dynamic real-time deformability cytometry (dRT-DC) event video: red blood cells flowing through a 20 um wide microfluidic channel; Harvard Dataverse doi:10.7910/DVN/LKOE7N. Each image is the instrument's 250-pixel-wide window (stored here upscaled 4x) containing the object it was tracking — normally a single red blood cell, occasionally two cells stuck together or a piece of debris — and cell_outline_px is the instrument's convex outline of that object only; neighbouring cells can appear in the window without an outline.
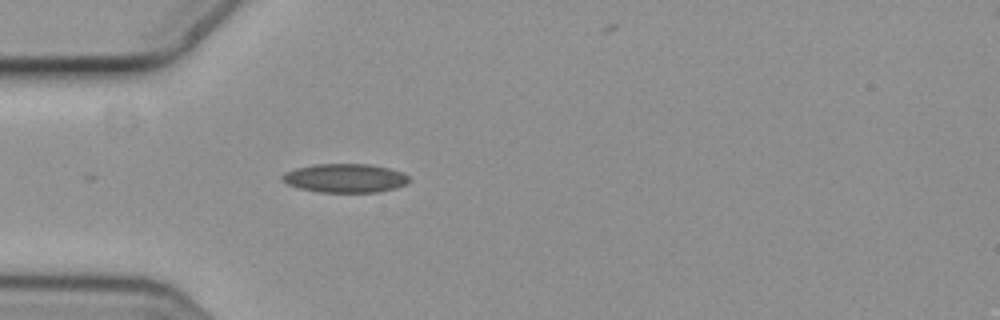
{"species": "common noctule bat (a hibernating species)", "species_latin": "Nyctalus noctula", "temperature_condition": "cold", "stored_images_in_passage": 5, "camera_frame_rate_fps": 3000, "um_per_image_px": 0.085, "animal": {"sex": "female", "body_mass_g": 19.3, "forearm_length_mm": 54.1}, "frame": {"image": 1, "passage_image": 5, "time_ms": 1.333, "image_size_px": [1000, 320], "cell_outline_px": [[412, 180], [408, 184], [396, 188], [380, 192], [316, 192], [300, 188], [288, 184], [280, 180], [280, 176], [284, 172], [296, 168], [316, 164], [372, 164], [404, 172]], "centroid_in_image_um": [29.36, 15.14], "position_along_channel_um": 55.6, "area_um2": 21.62}}